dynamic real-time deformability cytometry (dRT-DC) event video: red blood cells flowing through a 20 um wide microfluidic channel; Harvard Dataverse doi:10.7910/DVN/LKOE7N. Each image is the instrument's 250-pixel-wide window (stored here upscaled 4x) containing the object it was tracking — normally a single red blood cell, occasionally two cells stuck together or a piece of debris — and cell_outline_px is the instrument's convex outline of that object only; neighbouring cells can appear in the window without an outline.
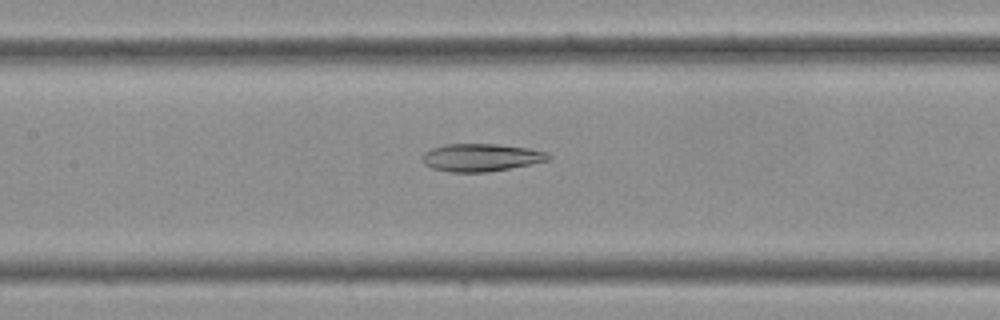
{"species": "Egyptian fruit bat (a non-hibernating species)", "species_latin": "Rousettus aegyptiacus", "temperature_condition": "cold", "stored_images_in_passage": 31, "camera_frame_rate_fps": 3000, "um_per_image_px": 0.085, "frame": {"image": 1, "passage_image": 11, "time_ms": 3.333, "image_size_px": [1000, 320], "cell_outline_px": [[552, 156], [548, 160], [488, 172], [448, 172], [432, 168], [424, 164], [420, 160], [420, 156], [424, 152], [432, 148], [444, 144], [496, 144], [528, 148], [548, 152]], "centroid_in_image_um": [40.82, 13.38], "position_along_channel_um": 166.6, "area_um2": 20.4}}
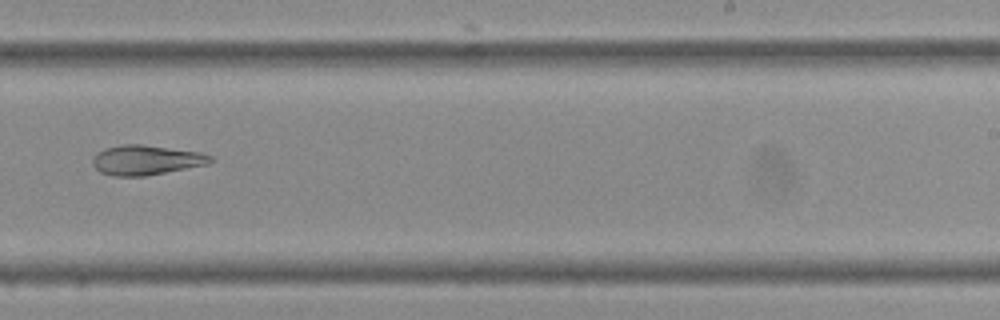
{"frame": {"image": 2, "passage_image": 17, "time_ms": 5.333, "image_size_px": [1000, 320], "cell_outline_px": [[212, 160], [208, 164], [144, 176], [112, 176], [100, 172], [92, 164], [92, 160], [96, 152], [104, 148], [124, 144], [144, 144], [200, 152], [212, 156]], "centroid_in_image_um": [12.38, 13.59], "position_along_channel_um": 276.6, "area_um2": 20.46}}
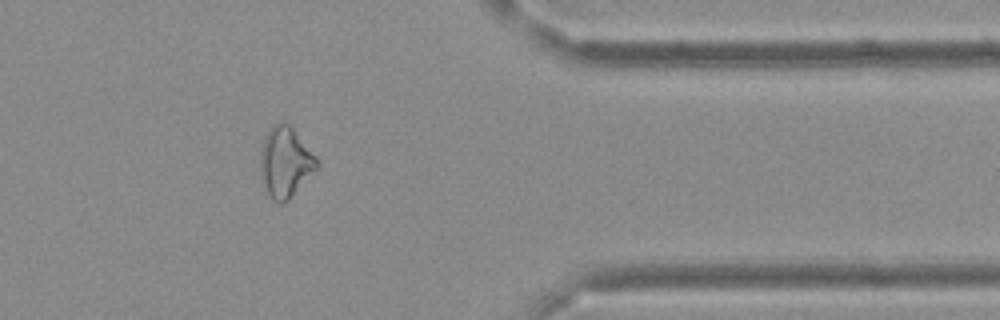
{"frame": {"image": 3, "passage_image": 24, "time_ms": 7.667, "image_size_px": [1000, 320], "cell_outline_px": [[320, 164], [288, 200], [280, 204], [272, 200], [268, 196], [260, 180], [260, 152], [264, 136], [272, 124], [280, 120], [288, 124], [292, 128], [320, 160]], "centroid_in_image_um": [24.21, 13.78], "position_along_channel_um": 387.2, "area_um2": 23.47}}